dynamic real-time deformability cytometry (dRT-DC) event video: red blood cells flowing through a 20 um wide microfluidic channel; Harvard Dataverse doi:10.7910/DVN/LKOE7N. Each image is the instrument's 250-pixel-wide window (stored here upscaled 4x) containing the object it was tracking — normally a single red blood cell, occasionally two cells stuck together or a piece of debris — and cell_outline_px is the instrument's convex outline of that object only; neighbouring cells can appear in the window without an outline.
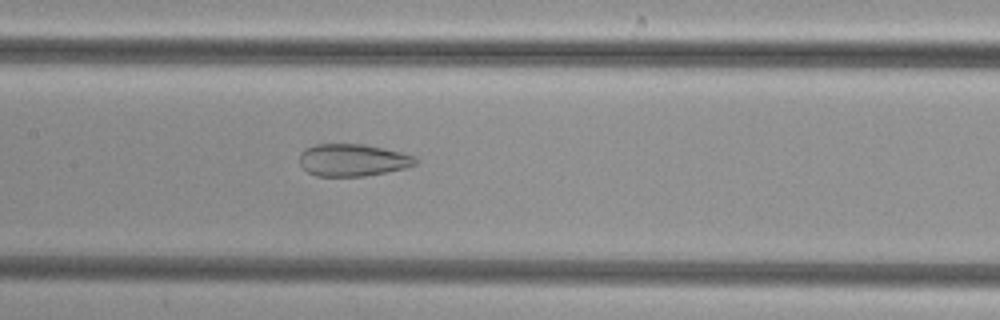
{"species": "common noctule bat (a hibernating species)", "species_latin": "Nyctalus noctula", "temperature_condition": "cold", "stored_images_in_passage": 35, "camera_frame_rate_fps": 3000, "um_per_image_px": 0.085, "animal": {"sex": "female", "body_mass_g": 29.2, "forearm_length_mm": 56.3}, "frame": {"image": 1, "passage_image": 9, "time_ms": 2.667, "image_size_px": [1000, 320], "cell_outline_px": [[420, 160], [416, 164], [408, 168], [364, 176], [316, 176], [308, 172], [300, 164], [300, 152], [304, 148], [316, 144], [364, 144], [384, 148], [416, 156]], "centroid_in_image_um": [30.01, 13.6], "position_along_channel_um": 177.4, "area_um2": 22.02}}
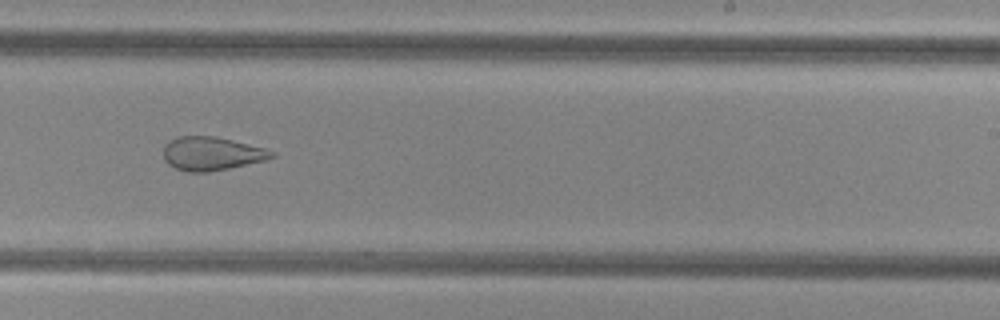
{"frame": {"image": 2, "passage_image": 16, "time_ms": 5.0, "image_size_px": [1000, 320], "cell_outline_px": [[276, 156], [268, 160], [208, 172], [188, 172], [176, 168], [168, 164], [164, 160], [164, 144], [180, 136], [216, 136], [264, 148], [276, 152]], "centroid_in_image_um": [18.01, 13.06], "position_along_channel_um": 271.0, "area_um2": 21.15}}
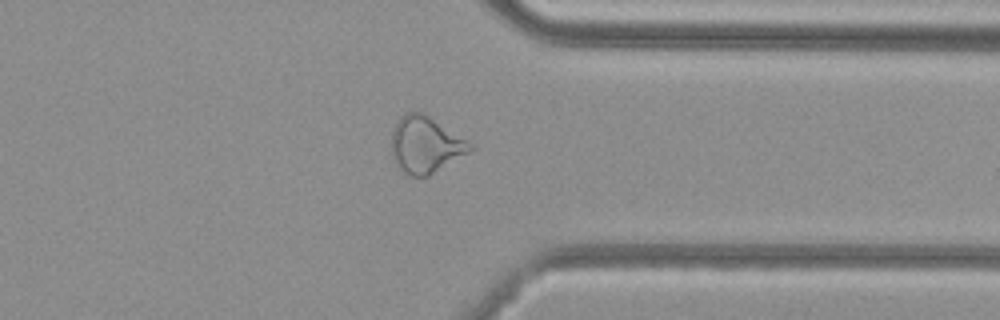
{"frame": {"image": 3, "passage_image": 24, "time_ms": 7.667, "image_size_px": [1000, 320], "cell_outline_px": [[476, 148], [428, 176], [408, 176], [392, 160], [392, 128], [396, 120], [400, 116], [408, 112], [420, 112], [428, 116], [476, 144]], "centroid_in_image_um": [36.18, 12.3], "position_along_channel_um": 375.2, "area_um2": 26.07}}